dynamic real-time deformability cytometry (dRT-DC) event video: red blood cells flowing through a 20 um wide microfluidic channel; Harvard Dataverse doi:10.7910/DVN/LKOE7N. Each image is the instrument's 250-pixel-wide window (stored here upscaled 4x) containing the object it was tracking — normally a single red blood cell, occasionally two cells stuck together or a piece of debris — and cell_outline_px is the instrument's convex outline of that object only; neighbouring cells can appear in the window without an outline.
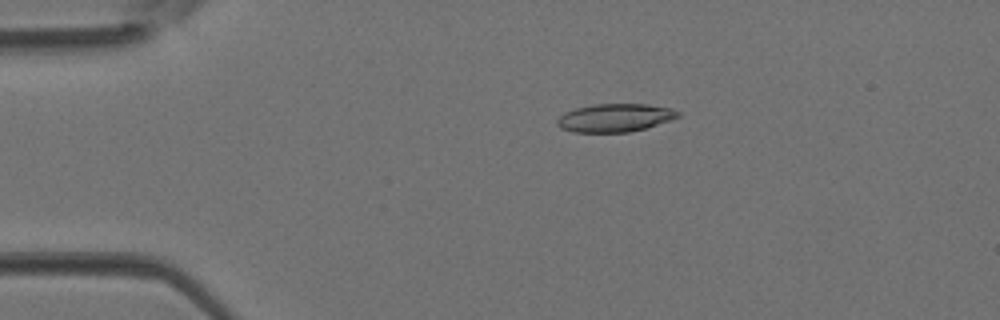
{"species": "Egyptian fruit bat (a non-hibernating species)", "species_latin": "Rousettus aegyptiacus", "temperature_condition": "room temperature", "stored_images_in_passage": 4, "camera_frame_rate_fps": 3000, "um_per_image_px": 0.085, "animal": {"sex": "female"}, "frame": {"image": 1, "passage_image": 3, "time_ms": 0.667, "image_size_px": [1000, 320], "cell_outline_px": [[680, 116], [672, 120], [644, 128], [628, 132], [572, 132], [560, 128], [556, 124], [556, 120], [564, 112], [576, 108], [592, 104], [648, 104], [672, 108], [680, 112]], "centroid_in_image_um": [52.26, 10.0], "position_along_channel_um": 32.7, "area_um2": 19.94}}